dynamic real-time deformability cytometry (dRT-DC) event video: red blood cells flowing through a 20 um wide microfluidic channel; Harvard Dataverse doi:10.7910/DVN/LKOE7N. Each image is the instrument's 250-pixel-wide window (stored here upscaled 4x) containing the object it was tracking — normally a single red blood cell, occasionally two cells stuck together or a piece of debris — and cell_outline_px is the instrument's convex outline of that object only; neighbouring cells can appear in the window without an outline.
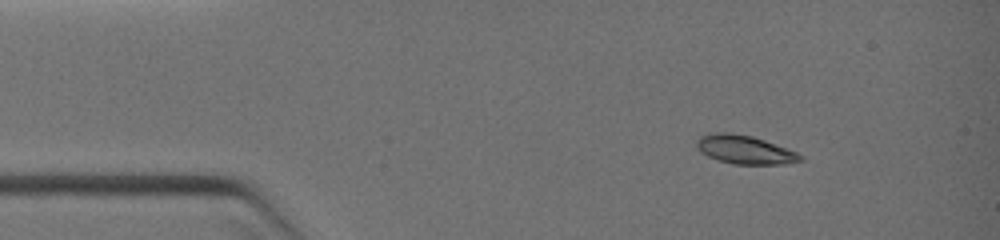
{"species": "common noctule bat (a hibernating species)", "species_latin": "Nyctalus noctula", "temperature_condition": "warm", "stored_images_in_passage": 3, "camera_frame_rate_fps": 3000, "um_per_image_px": 0.085, "animal": {"sex": "female", "body_mass_g": 19.0, "forearm_length_mm": 51.5}, "frame": {"image": 1, "passage_image": 1, "time_ms": 0.0, "image_size_px": [1000, 240], "cell_outline_px": [[804, 160], [784, 164], [732, 164], [716, 160], [700, 152], [696, 144], [696, 140], [700, 136], [708, 132], [728, 132], [752, 136], [764, 140], [796, 152], [804, 156]], "centroid_in_image_um": [63.27, 12.72], "position_along_channel_um": 21.7, "area_um2": 17.4}}
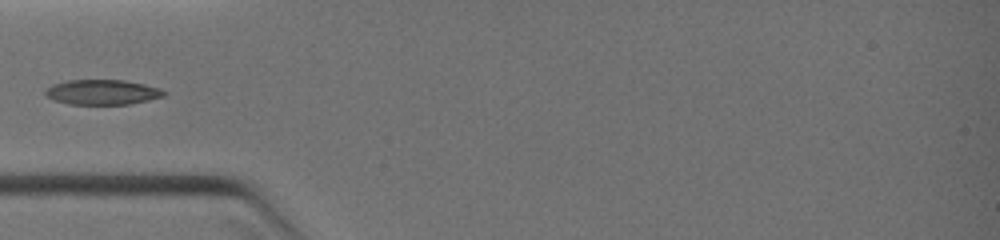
{"frame": {"image": 2, "passage_image": 3, "time_ms": 2.333, "image_size_px": [1000, 240], "cell_outline_px": [[168, 92], [164, 96], [148, 100], [128, 104], [68, 104], [52, 100], [44, 96], [44, 92], [52, 84], [68, 80], [124, 80], [144, 84], [160, 88]], "centroid_in_image_um": [8.68, 7.83], "position_along_channel_um": 76.3, "area_um2": 17.4}}